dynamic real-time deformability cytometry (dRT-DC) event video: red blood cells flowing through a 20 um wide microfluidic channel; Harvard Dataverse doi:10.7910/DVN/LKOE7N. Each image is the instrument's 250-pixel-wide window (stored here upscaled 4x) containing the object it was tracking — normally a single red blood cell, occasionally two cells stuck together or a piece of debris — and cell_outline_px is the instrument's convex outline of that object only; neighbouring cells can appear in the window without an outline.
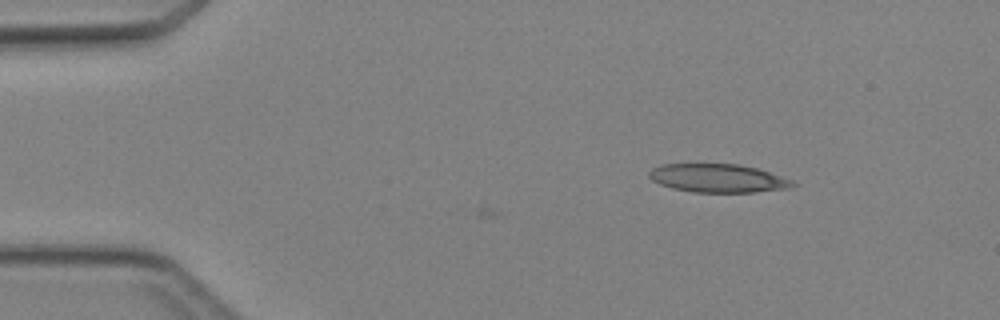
{"species": "Egyptian fruit bat (a non-hibernating species)", "species_latin": "Rousettus aegyptiacus", "temperature_condition": "cold", "stored_images_in_passage": 3, "camera_frame_rate_fps": 3000, "um_per_image_px": 0.085, "animal": {"sex": "female"}, "frame": {"image": 1, "passage_image": 1, "time_ms": 0.0, "image_size_px": [1000, 320], "cell_outline_px": [[796, 184], [788, 188], [752, 192], [692, 192], [672, 188], [660, 184], [652, 180], [648, 176], [648, 172], [652, 168], [664, 164], [740, 164], [756, 168], [792, 180]], "centroid_in_image_um": [60.98, 15.14], "position_along_channel_um": 24.0, "area_um2": 23.58}}
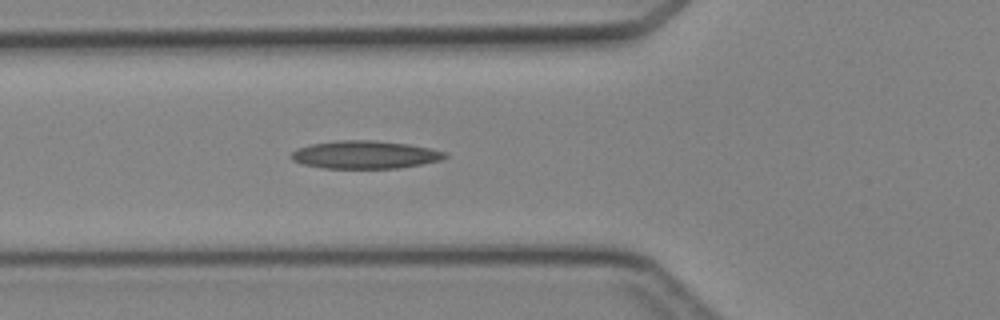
{"frame": {"image": 2, "passage_image": 3, "time_ms": 3.333, "image_size_px": [1000, 320], "cell_outline_px": [[448, 156], [440, 160], [400, 168], [324, 168], [304, 164], [292, 160], [288, 156], [296, 148], [312, 144], [336, 140], [376, 140], [408, 144], [432, 148], [448, 152]], "centroid_in_image_um": [31.03, 13.14], "position_along_channel_um": 94.8, "area_um2": 25.14}}